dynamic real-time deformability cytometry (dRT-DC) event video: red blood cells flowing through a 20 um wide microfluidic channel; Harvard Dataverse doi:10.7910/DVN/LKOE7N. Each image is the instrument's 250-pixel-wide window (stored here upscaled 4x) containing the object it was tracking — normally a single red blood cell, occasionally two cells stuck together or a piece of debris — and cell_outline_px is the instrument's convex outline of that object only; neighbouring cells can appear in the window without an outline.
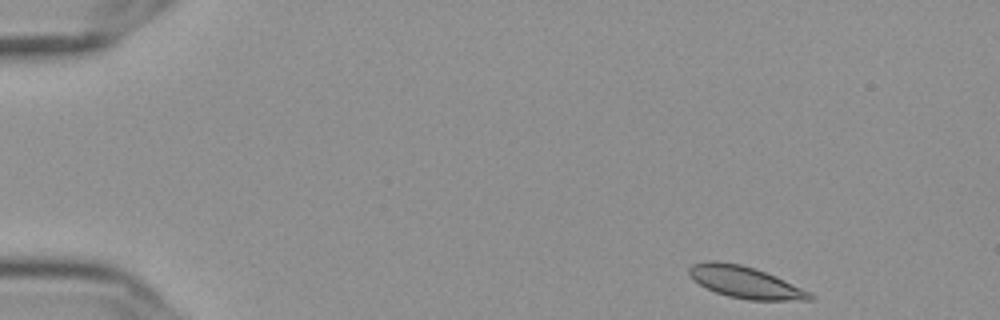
{"species": "Egyptian fruit bat (a non-hibernating species)", "species_latin": "Rousettus aegyptiacus", "temperature_condition": "cold", "stored_images_in_passage": 51, "camera_frame_rate_fps": 3000, "um_per_image_px": 0.085, "frame": {"image": 1, "passage_image": 1, "time_ms": 0.0, "image_size_px": [1000, 320], "cell_outline_px": [[816, 300], [748, 300], [728, 296], [716, 292], [700, 284], [688, 272], [688, 268], [692, 264], [708, 260], [716, 260], [740, 264], [756, 268], [776, 276], [816, 296]], "centroid_in_image_um": [63.35, 23.98], "position_along_channel_um": 21.6, "area_um2": 22.2}}
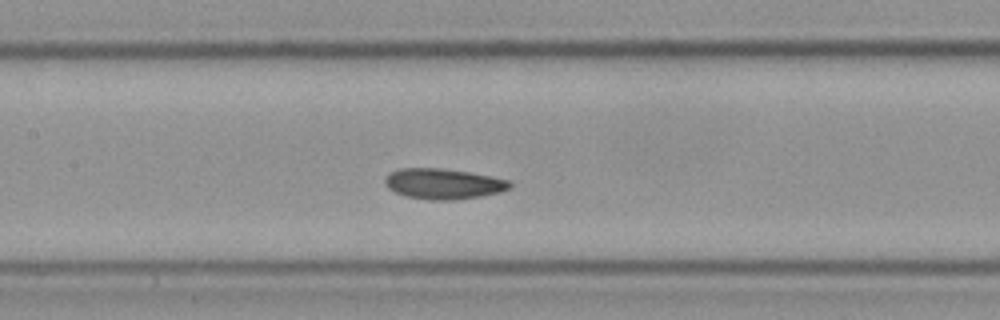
{"frame": {"image": 2, "passage_image": 22, "time_ms": 7.0, "image_size_px": [1000, 320], "cell_outline_px": [[512, 188], [500, 192], [480, 196], [452, 200], [428, 200], [404, 196], [388, 188], [384, 184], [384, 176], [388, 172], [400, 168], [440, 168], [468, 172], [492, 176], [512, 180]], "centroid_in_image_um": [37.67, 15.62], "position_along_channel_um": 169.7, "area_um2": 22.54}}
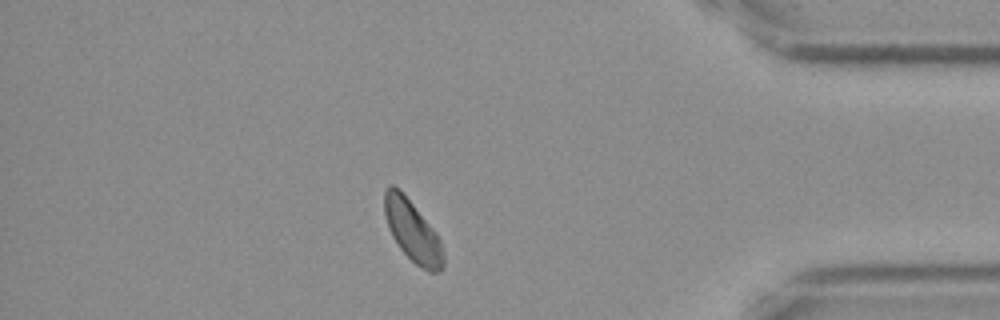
{"frame": {"image": 3, "passage_image": 44, "time_ms": 14.333, "image_size_px": [1000, 320], "cell_outline_px": [[444, 264], [440, 272], [428, 272], [420, 268], [400, 248], [392, 236], [384, 216], [384, 192], [388, 184], [392, 184], [400, 188], [436, 232], [440, 240], [444, 260]], "centroid_in_image_um": [35.05, 19.62], "position_along_channel_um": 400.2, "area_um2": 21.1}, "authors_computed_cell_mechanics": {"area_um2": 21.7906, "velocity_mm_per_s": 3.5652, "shape_relaxation_time_tau1_ms": 8.2832, "shape_relaxation_time_tau2_ms": null, "deformation_change_tau1": 0.1273, "deformation_change_tau2": null}}